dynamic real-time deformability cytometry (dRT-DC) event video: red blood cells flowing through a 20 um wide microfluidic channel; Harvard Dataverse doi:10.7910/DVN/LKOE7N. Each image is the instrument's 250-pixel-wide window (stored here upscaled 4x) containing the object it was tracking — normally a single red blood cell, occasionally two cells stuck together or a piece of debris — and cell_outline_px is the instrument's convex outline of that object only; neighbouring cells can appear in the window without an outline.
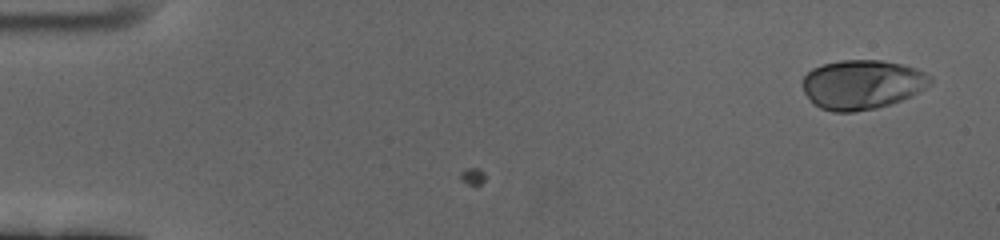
{"species": "human", "species_latin": "Homo sapiens", "temperature_condition": "cold", "stored_images_in_passage": 3, "camera_frame_rate_fps": 3000, "um_per_image_px": 0.085, "donor": {"sex": "female"}, "frame": {"image": 1, "passage_image": 3, "time_ms": 0.667, "image_size_px": [1000, 240], "cell_outline_px": [[932, 84], [912, 96], [876, 108], [852, 112], [832, 112], [820, 108], [804, 92], [804, 76], [812, 68], [824, 64], [840, 60], [880, 60], [900, 64], [916, 68], [932, 76]], "centroid_in_image_um": [73.31, 7.18], "position_along_channel_um": 11.7, "area_um2": 36.59}}